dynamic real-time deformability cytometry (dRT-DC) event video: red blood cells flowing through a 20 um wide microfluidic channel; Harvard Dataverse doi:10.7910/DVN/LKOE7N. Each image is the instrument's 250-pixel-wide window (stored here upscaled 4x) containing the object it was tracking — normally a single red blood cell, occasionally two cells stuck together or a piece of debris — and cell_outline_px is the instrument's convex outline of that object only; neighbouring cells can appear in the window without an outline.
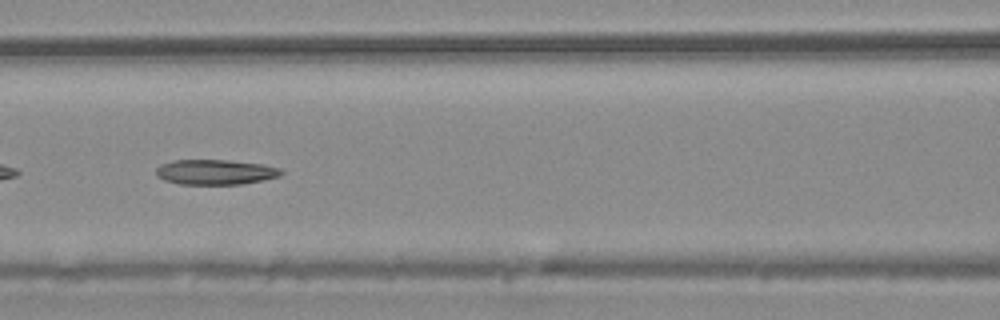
{"species": "common noctule bat (a hibernating species)", "species_latin": "Nyctalus noctula", "temperature_condition": "warm", "stored_images_in_passage": 14, "camera_frame_rate_fps": 3000, "um_per_image_px": 0.085, "animal": {"sex": "male", "body_mass_g": 20.4}, "frame": {"image": 1, "passage_image": 8, "time_ms": 2.333, "image_size_px": [1000, 320], "cell_outline_px": [[284, 172], [280, 176], [264, 180], [244, 184], [180, 184], [164, 180], [156, 176], [156, 168], [160, 164], [172, 160], [228, 160], [260, 164], [280, 168]], "centroid_in_image_um": [18.29, 14.63], "position_along_channel_um": 148.3, "area_um2": 18.38}}